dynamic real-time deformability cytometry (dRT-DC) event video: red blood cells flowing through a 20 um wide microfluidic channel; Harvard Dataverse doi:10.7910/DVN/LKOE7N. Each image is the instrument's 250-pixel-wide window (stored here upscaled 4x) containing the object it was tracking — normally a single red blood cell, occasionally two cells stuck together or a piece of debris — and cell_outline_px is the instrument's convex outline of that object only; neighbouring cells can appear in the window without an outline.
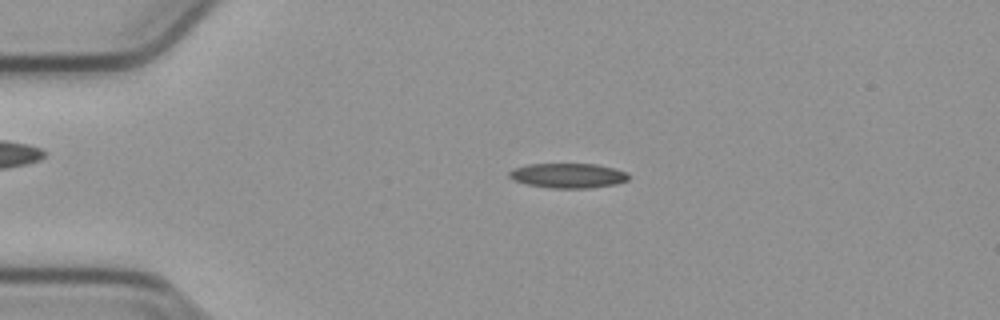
{"species": "common noctule bat (a hibernating species)", "species_latin": "Nyctalus noctula", "temperature_condition": "cold", "stored_images_in_passage": 54, "camera_frame_rate_fps": 3000, "um_per_image_px": 0.085, "animal": {"sex": "male", "body_mass_g": 23.1, "forearm_length_mm": 52.7}, "frame": {"image": 1, "passage_image": 12, "time_ms": 3.667, "image_size_px": [1000, 320], "cell_outline_px": [[628, 180], [616, 184], [588, 188], [552, 188], [528, 184], [512, 180], [508, 176], [508, 172], [512, 168], [528, 164], [596, 164], [628, 172]], "centroid_in_image_um": [48.25, 14.92], "position_along_channel_um": 36.8, "area_um2": 17.22}}
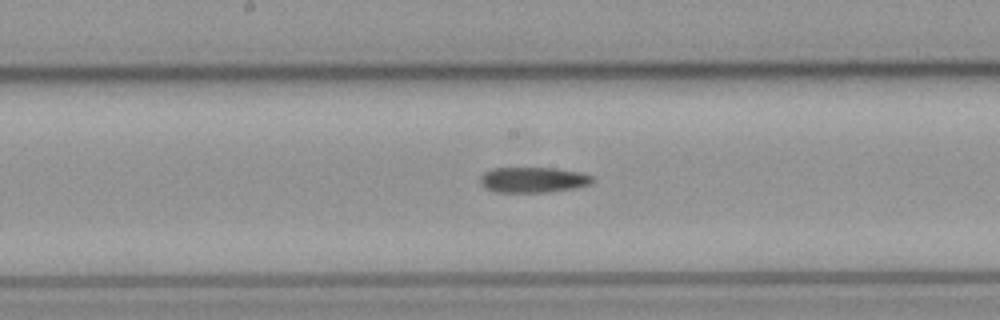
{"frame": {"image": 2, "passage_image": 28, "time_ms": 9.0, "image_size_px": [1000, 320], "cell_outline_px": [[596, 180], [592, 184], [572, 188], [548, 192], [492, 192], [484, 188], [480, 184], [480, 176], [484, 172], [492, 168], [556, 168], [580, 172], [592, 176]], "centroid_in_image_um": [45.3, 15.28], "position_along_channel_um": 202.9, "area_um2": 16.88}}
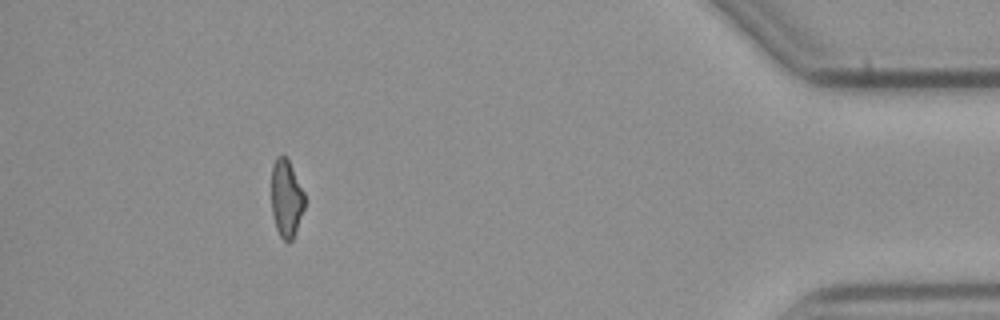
{"frame": {"image": 3, "passage_image": 49, "time_ms": 16.0, "image_size_px": [1000, 320], "cell_outline_px": [[304, 208], [292, 240], [288, 244], [280, 236], [276, 228], [272, 216], [272, 164], [276, 156], [284, 156], [288, 160], [304, 192]], "centroid_in_image_um": [24.32, 16.88], "position_along_channel_um": 410.9, "area_um2": 14.85}}